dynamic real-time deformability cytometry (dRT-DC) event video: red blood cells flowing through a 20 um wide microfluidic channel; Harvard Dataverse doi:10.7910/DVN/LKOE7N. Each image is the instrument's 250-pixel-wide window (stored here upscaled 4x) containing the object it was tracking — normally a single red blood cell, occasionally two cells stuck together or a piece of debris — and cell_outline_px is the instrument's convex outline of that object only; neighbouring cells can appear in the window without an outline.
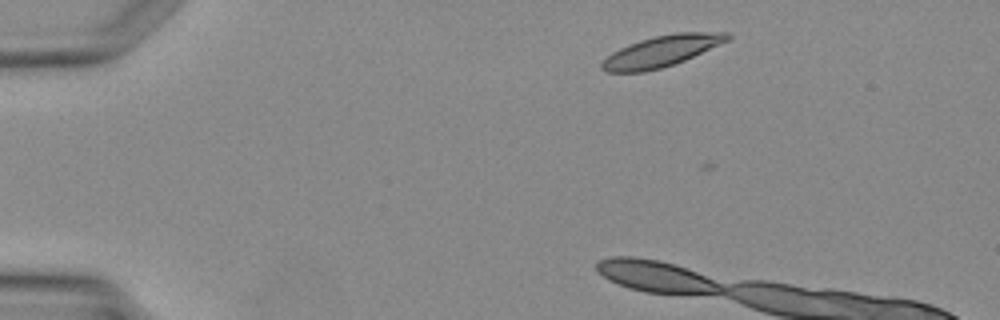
{"species": "Egyptian fruit bat (a non-hibernating species)", "species_latin": "Rousettus aegyptiacus", "temperature_condition": "warm", "stored_images_in_passage": 3, "camera_frame_rate_fps": 3000, "um_per_image_px": 0.085, "animal": {"sex": "female"}, "frame": {"image": 1, "passage_image": 1, "time_ms": 0.0, "image_size_px": [1000, 320], "cell_outline_px": [[732, 36], [728, 40], [684, 60], [660, 68], [644, 72], [608, 72], [600, 68], [600, 64], [612, 52], [628, 44], [640, 40], [656, 36], [676, 32], [728, 32]], "centroid_in_image_um": [56.21, 4.34], "position_along_channel_um": 28.8, "area_um2": 22.43}}